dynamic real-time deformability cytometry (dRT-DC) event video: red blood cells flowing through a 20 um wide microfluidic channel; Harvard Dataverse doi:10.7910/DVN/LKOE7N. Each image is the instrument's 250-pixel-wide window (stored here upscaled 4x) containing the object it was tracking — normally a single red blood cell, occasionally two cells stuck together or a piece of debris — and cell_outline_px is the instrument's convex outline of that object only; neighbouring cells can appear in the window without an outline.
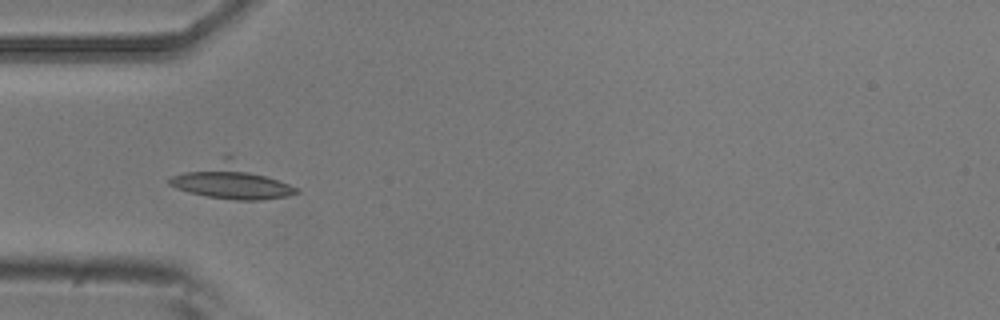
{"species": "common noctule bat (a hibernating species)", "species_latin": "Nyctalus noctula", "temperature_condition": "room temperature", "stored_images_in_passage": 7, "camera_frame_rate_fps": 3000, "um_per_image_px": 0.085, "animal": {"sex": "male", "body_mass_g": 20.5, "forearm_length_mm": 52.5}, "frame": {"image": 1, "passage_image": 1, "time_ms": 0.0, "image_size_px": [1000, 320], "cell_outline_px": [[300, 192], [288, 196], [260, 200], [236, 200], [204, 196], [188, 192], [176, 188], [168, 184], [168, 180], [172, 176], [228, 152], [300, 188]], "centroid_in_image_um": [19.72, 15.35], "position_along_channel_um": 65.3, "area_um2": 27.05}}
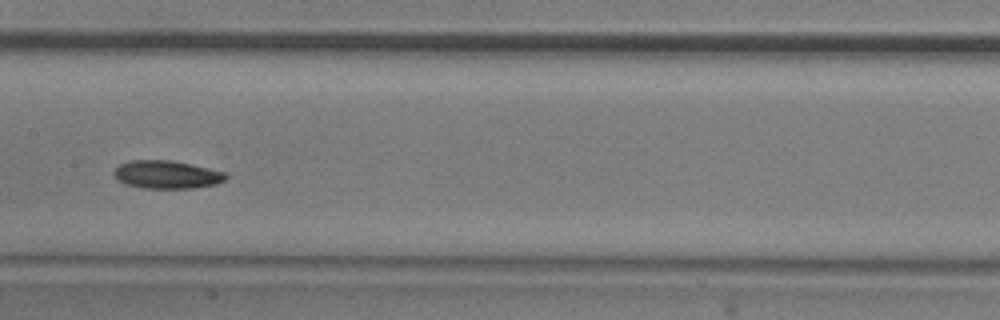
{"frame": {"image": 2, "passage_image": 4, "time_ms": 1.0, "image_size_px": [1000, 320], "cell_outline_px": [[228, 176], [224, 180], [216, 184], [192, 188], [140, 188], [124, 184], [112, 172], [120, 164], [132, 160], [172, 160], [192, 164], [224, 172]], "centroid_in_image_um": [14.17, 14.84], "position_along_channel_um": 193.2, "area_um2": 18.21}}
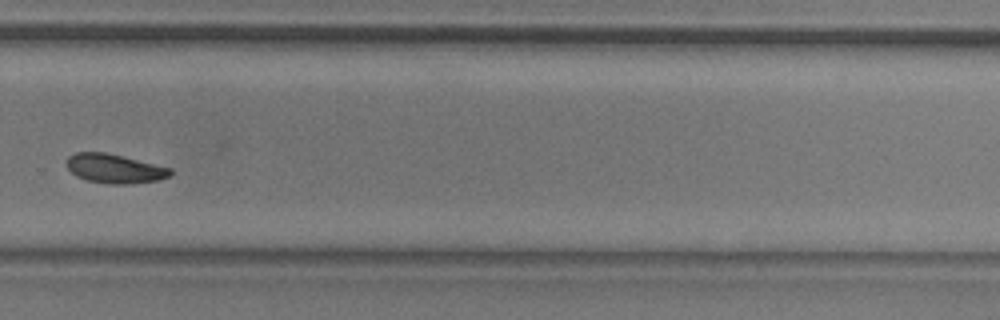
{"frame": {"image": 3, "passage_image": 7, "time_ms": 2.0, "image_size_px": [1000, 320], "cell_outline_px": [[172, 172], [168, 176], [156, 180], [128, 184], [108, 184], [88, 180], [76, 176], [64, 164], [68, 156], [76, 152], [104, 152], [172, 168]], "centroid_in_image_um": [9.69, 14.32], "position_along_channel_um": 320.1, "area_um2": 17.46}}